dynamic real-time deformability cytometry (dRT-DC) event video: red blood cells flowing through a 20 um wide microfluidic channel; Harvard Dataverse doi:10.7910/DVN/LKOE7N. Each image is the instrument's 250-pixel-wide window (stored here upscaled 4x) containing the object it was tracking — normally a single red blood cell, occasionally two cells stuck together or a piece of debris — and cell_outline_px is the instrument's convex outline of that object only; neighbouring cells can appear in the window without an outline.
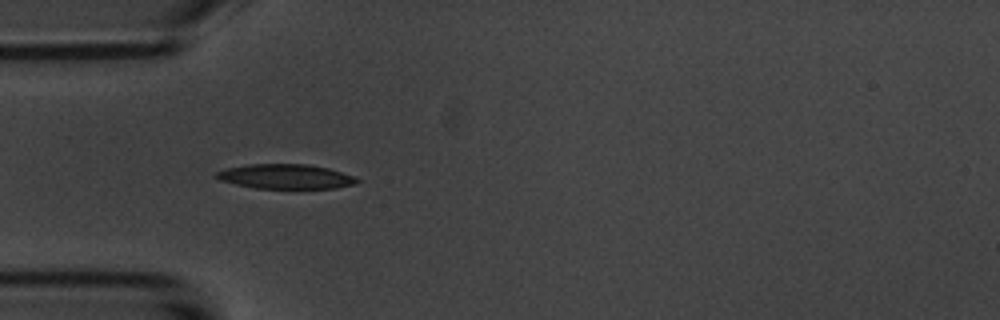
{"species": "common noctule bat (a hibernating species)", "species_latin": "Nyctalus noctula", "temperature_condition": "room temperature", "stored_images_in_passage": 7, "camera_frame_rate_fps": 3000, "um_per_image_px": 0.085, "animal": {"sex": "male", "body_mass_g": 20.1, "forearm_length_mm": 53.5}, "frame": {"image": 1, "passage_image": 6, "time_ms": 6.0, "image_size_px": [1000, 320], "cell_outline_px": [[360, 180], [352, 184], [336, 188], [256, 188], [236, 184], [220, 180], [212, 176], [216, 172], [228, 168], [248, 164], [308, 164], [328, 168], [356, 176]], "centroid_in_image_um": [24.27, 15.0], "position_along_channel_um": 60.7, "area_um2": 20.11}}